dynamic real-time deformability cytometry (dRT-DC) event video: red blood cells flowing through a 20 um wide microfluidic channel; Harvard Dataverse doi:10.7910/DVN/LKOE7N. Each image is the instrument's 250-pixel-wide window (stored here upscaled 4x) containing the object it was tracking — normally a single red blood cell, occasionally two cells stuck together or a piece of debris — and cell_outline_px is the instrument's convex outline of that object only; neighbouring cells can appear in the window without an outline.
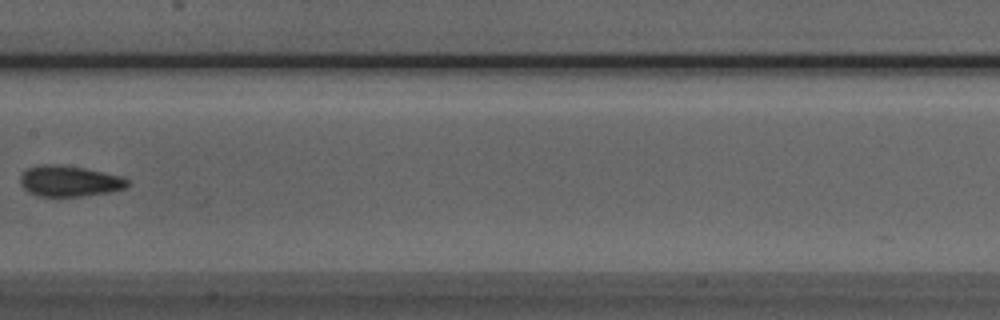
{"species": "Egyptian fruit bat (a non-hibernating species)", "species_latin": "Rousettus aegyptiacus", "temperature_condition": "room temperature", "stored_images_in_passage": 7, "camera_frame_rate_fps": 3000, "um_per_image_px": 0.085, "animal": {"sex": "male"}, "frame": {"image": 1, "passage_image": 6, "time_ms": 5.667, "image_size_px": [1000, 320], "cell_outline_px": [[128, 184], [124, 188], [108, 192], [80, 196], [36, 196], [28, 192], [20, 184], [20, 176], [28, 168], [40, 164], [60, 164], [84, 168], [120, 176], [128, 180]], "centroid_in_image_um": [5.84, 15.39], "position_along_channel_um": 201.6, "area_um2": 19.13}}
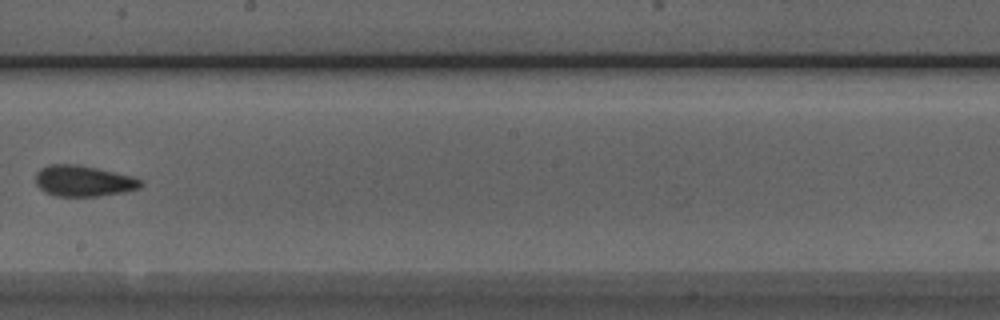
{"frame": {"image": 2, "passage_image": 7, "time_ms": 6.667, "image_size_px": [1000, 320], "cell_outline_px": [[144, 184], [140, 188], [124, 192], [100, 196], [56, 196], [44, 192], [36, 184], [36, 172], [40, 168], [48, 164], [76, 164], [96, 168], [132, 176], [140, 180]], "centroid_in_image_um": [7.07, 15.38], "position_along_channel_um": 241.1, "area_um2": 19.02}}